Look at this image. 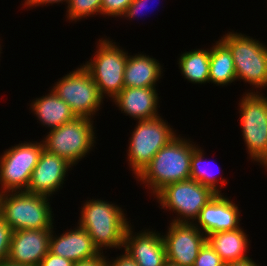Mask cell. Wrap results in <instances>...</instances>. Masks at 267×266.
Returning a JSON list of instances; mask_svg holds the SVG:
<instances>
[{
	"label": "cell",
	"instance_id": "obj_20",
	"mask_svg": "<svg viewBox=\"0 0 267 266\" xmlns=\"http://www.w3.org/2000/svg\"><path fill=\"white\" fill-rule=\"evenodd\" d=\"M49 91L45 96L43 95L31 102L30 109L41 125L52 130L74 120L76 115L70 106L60 99L52 89Z\"/></svg>",
	"mask_w": 267,
	"mask_h": 266
},
{
	"label": "cell",
	"instance_id": "obj_25",
	"mask_svg": "<svg viewBox=\"0 0 267 266\" xmlns=\"http://www.w3.org/2000/svg\"><path fill=\"white\" fill-rule=\"evenodd\" d=\"M67 5V19L77 22L87 16L100 15L102 0H69Z\"/></svg>",
	"mask_w": 267,
	"mask_h": 266
},
{
	"label": "cell",
	"instance_id": "obj_5",
	"mask_svg": "<svg viewBox=\"0 0 267 266\" xmlns=\"http://www.w3.org/2000/svg\"><path fill=\"white\" fill-rule=\"evenodd\" d=\"M94 57L82 66L91 75L101 97L112 100L124 88V72L128 52L108 39H99ZM105 96V97H104Z\"/></svg>",
	"mask_w": 267,
	"mask_h": 266
},
{
	"label": "cell",
	"instance_id": "obj_23",
	"mask_svg": "<svg viewBox=\"0 0 267 266\" xmlns=\"http://www.w3.org/2000/svg\"><path fill=\"white\" fill-rule=\"evenodd\" d=\"M184 78L194 84L209 83L210 49H193L183 52L178 59Z\"/></svg>",
	"mask_w": 267,
	"mask_h": 266
},
{
	"label": "cell",
	"instance_id": "obj_17",
	"mask_svg": "<svg viewBox=\"0 0 267 266\" xmlns=\"http://www.w3.org/2000/svg\"><path fill=\"white\" fill-rule=\"evenodd\" d=\"M54 233L52 229L49 246V251L54 255L78 262L100 254L89 233L79 225L59 236H54Z\"/></svg>",
	"mask_w": 267,
	"mask_h": 266
},
{
	"label": "cell",
	"instance_id": "obj_22",
	"mask_svg": "<svg viewBox=\"0 0 267 266\" xmlns=\"http://www.w3.org/2000/svg\"><path fill=\"white\" fill-rule=\"evenodd\" d=\"M210 48L209 82L224 86L237 81L233 56L229 48L219 39Z\"/></svg>",
	"mask_w": 267,
	"mask_h": 266
},
{
	"label": "cell",
	"instance_id": "obj_35",
	"mask_svg": "<svg viewBox=\"0 0 267 266\" xmlns=\"http://www.w3.org/2000/svg\"><path fill=\"white\" fill-rule=\"evenodd\" d=\"M0 266H25V265L12 264L9 261H5V262L0 263Z\"/></svg>",
	"mask_w": 267,
	"mask_h": 266
},
{
	"label": "cell",
	"instance_id": "obj_31",
	"mask_svg": "<svg viewBox=\"0 0 267 266\" xmlns=\"http://www.w3.org/2000/svg\"><path fill=\"white\" fill-rule=\"evenodd\" d=\"M73 266H108L107 256H104V253H100L96 257L74 262Z\"/></svg>",
	"mask_w": 267,
	"mask_h": 266
},
{
	"label": "cell",
	"instance_id": "obj_33",
	"mask_svg": "<svg viewBox=\"0 0 267 266\" xmlns=\"http://www.w3.org/2000/svg\"><path fill=\"white\" fill-rule=\"evenodd\" d=\"M24 6L31 8V7H37V6H44V5H50V4H55L57 3L59 5V3L61 2H66L68 4L69 0H24Z\"/></svg>",
	"mask_w": 267,
	"mask_h": 266
},
{
	"label": "cell",
	"instance_id": "obj_32",
	"mask_svg": "<svg viewBox=\"0 0 267 266\" xmlns=\"http://www.w3.org/2000/svg\"><path fill=\"white\" fill-rule=\"evenodd\" d=\"M108 260L109 258L107 259L108 266H138L136 261L126 251L121 256L116 257V259Z\"/></svg>",
	"mask_w": 267,
	"mask_h": 266
},
{
	"label": "cell",
	"instance_id": "obj_9",
	"mask_svg": "<svg viewBox=\"0 0 267 266\" xmlns=\"http://www.w3.org/2000/svg\"><path fill=\"white\" fill-rule=\"evenodd\" d=\"M215 195L210 188L189 179L166 185L154 198L161 204V209L176 212L172 222L195 223L201 209Z\"/></svg>",
	"mask_w": 267,
	"mask_h": 266
},
{
	"label": "cell",
	"instance_id": "obj_21",
	"mask_svg": "<svg viewBox=\"0 0 267 266\" xmlns=\"http://www.w3.org/2000/svg\"><path fill=\"white\" fill-rule=\"evenodd\" d=\"M247 236L243 228L239 227L208 234L206 241L226 264L249 257L246 253L250 245Z\"/></svg>",
	"mask_w": 267,
	"mask_h": 266
},
{
	"label": "cell",
	"instance_id": "obj_6",
	"mask_svg": "<svg viewBox=\"0 0 267 266\" xmlns=\"http://www.w3.org/2000/svg\"><path fill=\"white\" fill-rule=\"evenodd\" d=\"M245 93L238 108L242 136L249 159L267 169V96L258 89Z\"/></svg>",
	"mask_w": 267,
	"mask_h": 266
},
{
	"label": "cell",
	"instance_id": "obj_28",
	"mask_svg": "<svg viewBox=\"0 0 267 266\" xmlns=\"http://www.w3.org/2000/svg\"><path fill=\"white\" fill-rule=\"evenodd\" d=\"M13 230L0 216V263L7 261Z\"/></svg>",
	"mask_w": 267,
	"mask_h": 266
},
{
	"label": "cell",
	"instance_id": "obj_3",
	"mask_svg": "<svg viewBox=\"0 0 267 266\" xmlns=\"http://www.w3.org/2000/svg\"><path fill=\"white\" fill-rule=\"evenodd\" d=\"M50 197L26 191L0 193V216L13 231L54 229Z\"/></svg>",
	"mask_w": 267,
	"mask_h": 266
},
{
	"label": "cell",
	"instance_id": "obj_30",
	"mask_svg": "<svg viewBox=\"0 0 267 266\" xmlns=\"http://www.w3.org/2000/svg\"><path fill=\"white\" fill-rule=\"evenodd\" d=\"M74 262L67 258L54 255L50 251L41 260L39 266H73Z\"/></svg>",
	"mask_w": 267,
	"mask_h": 266
},
{
	"label": "cell",
	"instance_id": "obj_26",
	"mask_svg": "<svg viewBox=\"0 0 267 266\" xmlns=\"http://www.w3.org/2000/svg\"><path fill=\"white\" fill-rule=\"evenodd\" d=\"M193 266H225V263L206 241L201 247Z\"/></svg>",
	"mask_w": 267,
	"mask_h": 266
},
{
	"label": "cell",
	"instance_id": "obj_19",
	"mask_svg": "<svg viewBox=\"0 0 267 266\" xmlns=\"http://www.w3.org/2000/svg\"><path fill=\"white\" fill-rule=\"evenodd\" d=\"M163 66L155 58L146 54L128 55L124 72V87H156L162 78Z\"/></svg>",
	"mask_w": 267,
	"mask_h": 266
},
{
	"label": "cell",
	"instance_id": "obj_7",
	"mask_svg": "<svg viewBox=\"0 0 267 266\" xmlns=\"http://www.w3.org/2000/svg\"><path fill=\"white\" fill-rule=\"evenodd\" d=\"M93 122L90 118L76 117L50 130L42 140L44 149L75 166L90 153L96 143Z\"/></svg>",
	"mask_w": 267,
	"mask_h": 266
},
{
	"label": "cell",
	"instance_id": "obj_18",
	"mask_svg": "<svg viewBox=\"0 0 267 266\" xmlns=\"http://www.w3.org/2000/svg\"><path fill=\"white\" fill-rule=\"evenodd\" d=\"M158 95L154 87H124L112 102L119 107L121 113L142 121L160 115L157 111L160 101Z\"/></svg>",
	"mask_w": 267,
	"mask_h": 266
},
{
	"label": "cell",
	"instance_id": "obj_27",
	"mask_svg": "<svg viewBox=\"0 0 267 266\" xmlns=\"http://www.w3.org/2000/svg\"><path fill=\"white\" fill-rule=\"evenodd\" d=\"M133 0H102L101 15L120 17L124 15L127 7Z\"/></svg>",
	"mask_w": 267,
	"mask_h": 266
},
{
	"label": "cell",
	"instance_id": "obj_36",
	"mask_svg": "<svg viewBox=\"0 0 267 266\" xmlns=\"http://www.w3.org/2000/svg\"><path fill=\"white\" fill-rule=\"evenodd\" d=\"M164 266H179V265L174 264V263H172V262H170V261L167 260V261L164 263Z\"/></svg>",
	"mask_w": 267,
	"mask_h": 266
},
{
	"label": "cell",
	"instance_id": "obj_12",
	"mask_svg": "<svg viewBox=\"0 0 267 266\" xmlns=\"http://www.w3.org/2000/svg\"><path fill=\"white\" fill-rule=\"evenodd\" d=\"M162 235L167 260L179 266H193L206 235L194 223L171 222Z\"/></svg>",
	"mask_w": 267,
	"mask_h": 266
},
{
	"label": "cell",
	"instance_id": "obj_1",
	"mask_svg": "<svg viewBox=\"0 0 267 266\" xmlns=\"http://www.w3.org/2000/svg\"><path fill=\"white\" fill-rule=\"evenodd\" d=\"M195 145L190 139L176 136L155 154L137 180L148 187L153 196L168 184L189 180L192 154L198 147Z\"/></svg>",
	"mask_w": 267,
	"mask_h": 266
},
{
	"label": "cell",
	"instance_id": "obj_4",
	"mask_svg": "<svg viewBox=\"0 0 267 266\" xmlns=\"http://www.w3.org/2000/svg\"><path fill=\"white\" fill-rule=\"evenodd\" d=\"M231 51L236 78L252 88L267 87V47L242 33L228 32L220 39ZM254 86V87H253Z\"/></svg>",
	"mask_w": 267,
	"mask_h": 266
},
{
	"label": "cell",
	"instance_id": "obj_29",
	"mask_svg": "<svg viewBox=\"0 0 267 266\" xmlns=\"http://www.w3.org/2000/svg\"><path fill=\"white\" fill-rule=\"evenodd\" d=\"M148 2L149 0H133L127 7L123 17L129 20L134 19L137 15L139 17V12L141 13L142 9L144 10L148 7Z\"/></svg>",
	"mask_w": 267,
	"mask_h": 266
},
{
	"label": "cell",
	"instance_id": "obj_15",
	"mask_svg": "<svg viewBox=\"0 0 267 266\" xmlns=\"http://www.w3.org/2000/svg\"><path fill=\"white\" fill-rule=\"evenodd\" d=\"M228 197L216 194L200 211L195 226L206 236L239 228L240 210Z\"/></svg>",
	"mask_w": 267,
	"mask_h": 266
},
{
	"label": "cell",
	"instance_id": "obj_13",
	"mask_svg": "<svg viewBox=\"0 0 267 266\" xmlns=\"http://www.w3.org/2000/svg\"><path fill=\"white\" fill-rule=\"evenodd\" d=\"M52 229H25L13 231L8 259L12 264L39 266L49 252Z\"/></svg>",
	"mask_w": 267,
	"mask_h": 266
},
{
	"label": "cell",
	"instance_id": "obj_24",
	"mask_svg": "<svg viewBox=\"0 0 267 266\" xmlns=\"http://www.w3.org/2000/svg\"><path fill=\"white\" fill-rule=\"evenodd\" d=\"M204 155V150L200 149L199 146L194 150L190 164V179L210 188L216 194H223L220 189L225 186L224 183H227L226 179L220 177L219 180L217 175L215 176L210 169H207L209 167H205L204 163L209 162V160L206 162L207 159ZM218 182L221 183L219 186L217 185Z\"/></svg>",
	"mask_w": 267,
	"mask_h": 266
},
{
	"label": "cell",
	"instance_id": "obj_8",
	"mask_svg": "<svg viewBox=\"0 0 267 266\" xmlns=\"http://www.w3.org/2000/svg\"><path fill=\"white\" fill-rule=\"evenodd\" d=\"M162 116L138 121L131 137L127 150V161L135 178L149 164L155 154L167 145L177 135Z\"/></svg>",
	"mask_w": 267,
	"mask_h": 266
},
{
	"label": "cell",
	"instance_id": "obj_16",
	"mask_svg": "<svg viewBox=\"0 0 267 266\" xmlns=\"http://www.w3.org/2000/svg\"><path fill=\"white\" fill-rule=\"evenodd\" d=\"M132 227L130 225L126 230L124 250L138 266H164L167 256L162 235L153 229L134 233Z\"/></svg>",
	"mask_w": 267,
	"mask_h": 266
},
{
	"label": "cell",
	"instance_id": "obj_2",
	"mask_svg": "<svg viewBox=\"0 0 267 266\" xmlns=\"http://www.w3.org/2000/svg\"><path fill=\"white\" fill-rule=\"evenodd\" d=\"M81 207V217L77 224L89 233L100 253H103L105 248L122 250L126 230L131 225L123 212L124 209L100 199L86 200Z\"/></svg>",
	"mask_w": 267,
	"mask_h": 266
},
{
	"label": "cell",
	"instance_id": "obj_10",
	"mask_svg": "<svg viewBox=\"0 0 267 266\" xmlns=\"http://www.w3.org/2000/svg\"><path fill=\"white\" fill-rule=\"evenodd\" d=\"M50 88L70 106L76 117L92 119L103 104L97 85L82 65Z\"/></svg>",
	"mask_w": 267,
	"mask_h": 266
},
{
	"label": "cell",
	"instance_id": "obj_34",
	"mask_svg": "<svg viewBox=\"0 0 267 266\" xmlns=\"http://www.w3.org/2000/svg\"><path fill=\"white\" fill-rule=\"evenodd\" d=\"M225 266H259V264L248 257L240 261L226 263Z\"/></svg>",
	"mask_w": 267,
	"mask_h": 266
},
{
	"label": "cell",
	"instance_id": "obj_14",
	"mask_svg": "<svg viewBox=\"0 0 267 266\" xmlns=\"http://www.w3.org/2000/svg\"><path fill=\"white\" fill-rule=\"evenodd\" d=\"M71 166L66 159L43 149L26 192L51 197L63 186Z\"/></svg>",
	"mask_w": 267,
	"mask_h": 266
},
{
	"label": "cell",
	"instance_id": "obj_11",
	"mask_svg": "<svg viewBox=\"0 0 267 266\" xmlns=\"http://www.w3.org/2000/svg\"><path fill=\"white\" fill-rule=\"evenodd\" d=\"M43 149L42 141H24L0 155V193L27 190Z\"/></svg>",
	"mask_w": 267,
	"mask_h": 266
}]
</instances>
